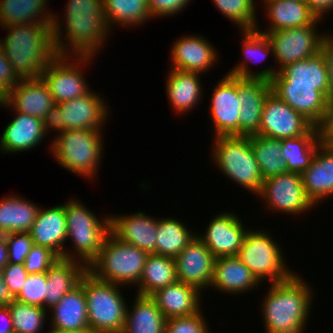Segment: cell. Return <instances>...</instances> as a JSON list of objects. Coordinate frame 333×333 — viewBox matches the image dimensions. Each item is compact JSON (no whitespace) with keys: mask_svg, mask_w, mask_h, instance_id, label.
<instances>
[{"mask_svg":"<svg viewBox=\"0 0 333 333\" xmlns=\"http://www.w3.org/2000/svg\"><path fill=\"white\" fill-rule=\"evenodd\" d=\"M134 306L126 307L123 333H165L166 318L151 296L135 295Z\"/></svg>","mask_w":333,"mask_h":333,"instance_id":"cell-34","label":"cell"},{"mask_svg":"<svg viewBox=\"0 0 333 333\" xmlns=\"http://www.w3.org/2000/svg\"><path fill=\"white\" fill-rule=\"evenodd\" d=\"M301 175L304 190L315 206L332 197L333 149L320 143L310 165Z\"/></svg>","mask_w":333,"mask_h":333,"instance_id":"cell-25","label":"cell"},{"mask_svg":"<svg viewBox=\"0 0 333 333\" xmlns=\"http://www.w3.org/2000/svg\"><path fill=\"white\" fill-rule=\"evenodd\" d=\"M9 306L14 333H42L47 309L14 300ZM43 325V326H42Z\"/></svg>","mask_w":333,"mask_h":333,"instance_id":"cell-42","label":"cell"},{"mask_svg":"<svg viewBox=\"0 0 333 333\" xmlns=\"http://www.w3.org/2000/svg\"><path fill=\"white\" fill-rule=\"evenodd\" d=\"M327 145L333 149V138L327 143Z\"/></svg>","mask_w":333,"mask_h":333,"instance_id":"cell-58","label":"cell"},{"mask_svg":"<svg viewBox=\"0 0 333 333\" xmlns=\"http://www.w3.org/2000/svg\"><path fill=\"white\" fill-rule=\"evenodd\" d=\"M321 143L327 144L333 138V99H330L322 122L317 126Z\"/></svg>","mask_w":333,"mask_h":333,"instance_id":"cell-52","label":"cell"},{"mask_svg":"<svg viewBox=\"0 0 333 333\" xmlns=\"http://www.w3.org/2000/svg\"><path fill=\"white\" fill-rule=\"evenodd\" d=\"M314 125L271 92L263 106L258 135L276 139L305 135Z\"/></svg>","mask_w":333,"mask_h":333,"instance_id":"cell-13","label":"cell"},{"mask_svg":"<svg viewBox=\"0 0 333 333\" xmlns=\"http://www.w3.org/2000/svg\"><path fill=\"white\" fill-rule=\"evenodd\" d=\"M58 259L50 249L34 245L26 256L24 267L29 275L46 273Z\"/></svg>","mask_w":333,"mask_h":333,"instance_id":"cell-47","label":"cell"},{"mask_svg":"<svg viewBox=\"0 0 333 333\" xmlns=\"http://www.w3.org/2000/svg\"><path fill=\"white\" fill-rule=\"evenodd\" d=\"M271 234L264 230H248L238 253L241 262L262 284L287 280L295 271H291L284 259V252Z\"/></svg>","mask_w":333,"mask_h":333,"instance_id":"cell-9","label":"cell"},{"mask_svg":"<svg viewBox=\"0 0 333 333\" xmlns=\"http://www.w3.org/2000/svg\"><path fill=\"white\" fill-rule=\"evenodd\" d=\"M15 118L7 124L0 138L2 153L25 152L36 148L47 135L43 120L15 111Z\"/></svg>","mask_w":333,"mask_h":333,"instance_id":"cell-26","label":"cell"},{"mask_svg":"<svg viewBox=\"0 0 333 333\" xmlns=\"http://www.w3.org/2000/svg\"><path fill=\"white\" fill-rule=\"evenodd\" d=\"M266 18L270 25L266 30H257L261 33L273 32L281 29L307 26L318 19L309 9L305 0H262ZM260 29V30H259Z\"/></svg>","mask_w":333,"mask_h":333,"instance_id":"cell-29","label":"cell"},{"mask_svg":"<svg viewBox=\"0 0 333 333\" xmlns=\"http://www.w3.org/2000/svg\"><path fill=\"white\" fill-rule=\"evenodd\" d=\"M272 92L271 82L258 78H237V97L241 104L239 135L257 134L264 103Z\"/></svg>","mask_w":333,"mask_h":333,"instance_id":"cell-17","label":"cell"},{"mask_svg":"<svg viewBox=\"0 0 333 333\" xmlns=\"http://www.w3.org/2000/svg\"><path fill=\"white\" fill-rule=\"evenodd\" d=\"M8 263V252L5 235H0V268Z\"/></svg>","mask_w":333,"mask_h":333,"instance_id":"cell-57","label":"cell"},{"mask_svg":"<svg viewBox=\"0 0 333 333\" xmlns=\"http://www.w3.org/2000/svg\"><path fill=\"white\" fill-rule=\"evenodd\" d=\"M0 333H14L9 306L0 305Z\"/></svg>","mask_w":333,"mask_h":333,"instance_id":"cell-55","label":"cell"},{"mask_svg":"<svg viewBox=\"0 0 333 333\" xmlns=\"http://www.w3.org/2000/svg\"><path fill=\"white\" fill-rule=\"evenodd\" d=\"M214 5L240 30H252L258 26L254 0H212Z\"/></svg>","mask_w":333,"mask_h":333,"instance_id":"cell-43","label":"cell"},{"mask_svg":"<svg viewBox=\"0 0 333 333\" xmlns=\"http://www.w3.org/2000/svg\"><path fill=\"white\" fill-rule=\"evenodd\" d=\"M272 92L314 126H318L325 115L329 99L319 91V84L271 83Z\"/></svg>","mask_w":333,"mask_h":333,"instance_id":"cell-18","label":"cell"},{"mask_svg":"<svg viewBox=\"0 0 333 333\" xmlns=\"http://www.w3.org/2000/svg\"><path fill=\"white\" fill-rule=\"evenodd\" d=\"M65 10V27L53 16L52 36L57 55L96 56L111 32L103 0H68ZM62 27L66 35L61 32Z\"/></svg>","mask_w":333,"mask_h":333,"instance_id":"cell-1","label":"cell"},{"mask_svg":"<svg viewBox=\"0 0 333 333\" xmlns=\"http://www.w3.org/2000/svg\"><path fill=\"white\" fill-rule=\"evenodd\" d=\"M320 52L325 60L329 76V100L333 99V36L326 35L322 38Z\"/></svg>","mask_w":333,"mask_h":333,"instance_id":"cell-51","label":"cell"},{"mask_svg":"<svg viewBox=\"0 0 333 333\" xmlns=\"http://www.w3.org/2000/svg\"><path fill=\"white\" fill-rule=\"evenodd\" d=\"M259 284L260 282L238 256H224L215 259L211 287L219 292L238 295L251 291Z\"/></svg>","mask_w":333,"mask_h":333,"instance_id":"cell-28","label":"cell"},{"mask_svg":"<svg viewBox=\"0 0 333 333\" xmlns=\"http://www.w3.org/2000/svg\"><path fill=\"white\" fill-rule=\"evenodd\" d=\"M50 309V330L62 333H90L86 297L81 283Z\"/></svg>","mask_w":333,"mask_h":333,"instance_id":"cell-23","label":"cell"},{"mask_svg":"<svg viewBox=\"0 0 333 333\" xmlns=\"http://www.w3.org/2000/svg\"><path fill=\"white\" fill-rule=\"evenodd\" d=\"M309 9L317 17L323 20L325 14L330 10L333 11V0H305Z\"/></svg>","mask_w":333,"mask_h":333,"instance_id":"cell-54","label":"cell"},{"mask_svg":"<svg viewBox=\"0 0 333 333\" xmlns=\"http://www.w3.org/2000/svg\"><path fill=\"white\" fill-rule=\"evenodd\" d=\"M148 253L124 243L109 233L98 257L88 266L96 279L120 285H137Z\"/></svg>","mask_w":333,"mask_h":333,"instance_id":"cell-5","label":"cell"},{"mask_svg":"<svg viewBox=\"0 0 333 333\" xmlns=\"http://www.w3.org/2000/svg\"><path fill=\"white\" fill-rule=\"evenodd\" d=\"M307 284L294 272L287 280L269 285L261 307L265 333H305L313 305V291Z\"/></svg>","mask_w":333,"mask_h":333,"instance_id":"cell-2","label":"cell"},{"mask_svg":"<svg viewBox=\"0 0 333 333\" xmlns=\"http://www.w3.org/2000/svg\"><path fill=\"white\" fill-rule=\"evenodd\" d=\"M178 281L175 259L162 255L149 254L141 278L137 284V294L151 296L157 290Z\"/></svg>","mask_w":333,"mask_h":333,"instance_id":"cell-37","label":"cell"},{"mask_svg":"<svg viewBox=\"0 0 333 333\" xmlns=\"http://www.w3.org/2000/svg\"><path fill=\"white\" fill-rule=\"evenodd\" d=\"M158 218L156 255L175 258L196 236L180 220Z\"/></svg>","mask_w":333,"mask_h":333,"instance_id":"cell-39","label":"cell"},{"mask_svg":"<svg viewBox=\"0 0 333 333\" xmlns=\"http://www.w3.org/2000/svg\"><path fill=\"white\" fill-rule=\"evenodd\" d=\"M250 141L263 180L288 172L286 161L282 158L281 139L254 134L250 135Z\"/></svg>","mask_w":333,"mask_h":333,"instance_id":"cell-41","label":"cell"},{"mask_svg":"<svg viewBox=\"0 0 333 333\" xmlns=\"http://www.w3.org/2000/svg\"><path fill=\"white\" fill-rule=\"evenodd\" d=\"M5 285L9 291L16 297L23 289L28 273L25 270L24 264L7 263L0 269Z\"/></svg>","mask_w":333,"mask_h":333,"instance_id":"cell-48","label":"cell"},{"mask_svg":"<svg viewBox=\"0 0 333 333\" xmlns=\"http://www.w3.org/2000/svg\"><path fill=\"white\" fill-rule=\"evenodd\" d=\"M281 142L282 158L286 161L288 172L300 174L310 165L321 143L317 126H313L305 135L283 138Z\"/></svg>","mask_w":333,"mask_h":333,"instance_id":"cell-38","label":"cell"},{"mask_svg":"<svg viewBox=\"0 0 333 333\" xmlns=\"http://www.w3.org/2000/svg\"><path fill=\"white\" fill-rule=\"evenodd\" d=\"M174 259L178 281L200 292L210 288L216 257L197 236Z\"/></svg>","mask_w":333,"mask_h":333,"instance_id":"cell-16","label":"cell"},{"mask_svg":"<svg viewBox=\"0 0 333 333\" xmlns=\"http://www.w3.org/2000/svg\"><path fill=\"white\" fill-rule=\"evenodd\" d=\"M202 308L194 315L166 320L165 333H211Z\"/></svg>","mask_w":333,"mask_h":333,"instance_id":"cell-45","label":"cell"},{"mask_svg":"<svg viewBox=\"0 0 333 333\" xmlns=\"http://www.w3.org/2000/svg\"><path fill=\"white\" fill-rule=\"evenodd\" d=\"M46 273L31 274L23 285V289L15 297L16 300L44 308L47 292Z\"/></svg>","mask_w":333,"mask_h":333,"instance_id":"cell-44","label":"cell"},{"mask_svg":"<svg viewBox=\"0 0 333 333\" xmlns=\"http://www.w3.org/2000/svg\"><path fill=\"white\" fill-rule=\"evenodd\" d=\"M217 49L199 35H185L171 47V69L203 73L217 64Z\"/></svg>","mask_w":333,"mask_h":333,"instance_id":"cell-22","label":"cell"},{"mask_svg":"<svg viewBox=\"0 0 333 333\" xmlns=\"http://www.w3.org/2000/svg\"><path fill=\"white\" fill-rule=\"evenodd\" d=\"M101 130H65L54 136L51 150L66 170L85 178L97 175L103 154Z\"/></svg>","mask_w":333,"mask_h":333,"instance_id":"cell-8","label":"cell"},{"mask_svg":"<svg viewBox=\"0 0 333 333\" xmlns=\"http://www.w3.org/2000/svg\"><path fill=\"white\" fill-rule=\"evenodd\" d=\"M87 271L88 267L79 261L59 258L46 272L44 308L50 311L66 293L80 284Z\"/></svg>","mask_w":333,"mask_h":333,"instance_id":"cell-31","label":"cell"},{"mask_svg":"<svg viewBox=\"0 0 333 333\" xmlns=\"http://www.w3.org/2000/svg\"><path fill=\"white\" fill-rule=\"evenodd\" d=\"M30 234L34 245L53 251L62 258L68 248L64 247L67 240V221L64 205L43 209L40 207Z\"/></svg>","mask_w":333,"mask_h":333,"instance_id":"cell-24","label":"cell"},{"mask_svg":"<svg viewBox=\"0 0 333 333\" xmlns=\"http://www.w3.org/2000/svg\"><path fill=\"white\" fill-rule=\"evenodd\" d=\"M1 50L19 79H37L57 55L52 23L21 24L4 27Z\"/></svg>","mask_w":333,"mask_h":333,"instance_id":"cell-3","label":"cell"},{"mask_svg":"<svg viewBox=\"0 0 333 333\" xmlns=\"http://www.w3.org/2000/svg\"><path fill=\"white\" fill-rule=\"evenodd\" d=\"M80 283L84 287L90 333H123L128 305L120 285L100 281L88 271Z\"/></svg>","mask_w":333,"mask_h":333,"instance_id":"cell-6","label":"cell"},{"mask_svg":"<svg viewBox=\"0 0 333 333\" xmlns=\"http://www.w3.org/2000/svg\"><path fill=\"white\" fill-rule=\"evenodd\" d=\"M259 198L264 199L265 207L273 211L286 214H302L316 207L307 196L302 175L296 172H287L263 180Z\"/></svg>","mask_w":333,"mask_h":333,"instance_id":"cell-12","label":"cell"},{"mask_svg":"<svg viewBox=\"0 0 333 333\" xmlns=\"http://www.w3.org/2000/svg\"><path fill=\"white\" fill-rule=\"evenodd\" d=\"M270 82L319 84V91L329 99V76L321 52L285 66Z\"/></svg>","mask_w":333,"mask_h":333,"instance_id":"cell-33","label":"cell"},{"mask_svg":"<svg viewBox=\"0 0 333 333\" xmlns=\"http://www.w3.org/2000/svg\"><path fill=\"white\" fill-rule=\"evenodd\" d=\"M200 291L176 281L151 295L166 319L194 315L200 311Z\"/></svg>","mask_w":333,"mask_h":333,"instance_id":"cell-27","label":"cell"},{"mask_svg":"<svg viewBox=\"0 0 333 333\" xmlns=\"http://www.w3.org/2000/svg\"><path fill=\"white\" fill-rule=\"evenodd\" d=\"M198 72L171 69L166 79V93L174 112L188 113L202 99L203 84Z\"/></svg>","mask_w":333,"mask_h":333,"instance_id":"cell-32","label":"cell"},{"mask_svg":"<svg viewBox=\"0 0 333 333\" xmlns=\"http://www.w3.org/2000/svg\"><path fill=\"white\" fill-rule=\"evenodd\" d=\"M103 10L110 30L116 23L131 28L152 19L148 0H103Z\"/></svg>","mask_w":333,"mask_h":333,"instance_id":"cell-40","label":"cell"},{"mask_svg":"<svg viewBox=\"0 0 333 333\" xmlns=\"http://www.w3.org/2000/svg\"><path fill=\"white\" fill-rule=\"evenodd\" d=\"M240 32H242L243 34L242 52L244 54L243 56H246V60L244 58L243 62H238V64H236V66L227 73V75L237 78H258L271 81L274 75L278 72L276 70L277 68H271L269 66L265 69L262 68L263 70L261 69L259 72H252V70H250V67L248 66L249 62L255 63L258 60L259 63L261 61H264V59L268 58V54L273 55V49L267 35L261 33L257 29L241 30ZM258 63L256 62L255 64Z\"/></svg>","mask_w":333,"mask_h":333,"instance_id":"cell-30","label":"cell"},{"mask_svg":"<svg viewBox=\"0 0 333 333\" xmlns=\"http://www.w3.org/2000/svg\"><path fill=\"white\" fill-rule=\"evenodd\" d=\"M240 217L231 212H222L209 222L204 234H196L203 244L218 257L238 256L246 229Z\"/></svg>","mask_w":333,"mask_h":333,"instance_id":"cell-15","label":"cell"},{"mask_svg":"<svg viewBox=\"0 0 333 333\" xmlns=\"http://www.w3.org/2000/svg\"><path fill=\"white\" fill-rule=\"evenodd\" d=\"M8 263L24 264L26 256L34 246L30 232L5 234Z\"/></svg>","mask_w":333,"mask_h":333,"instance_id":"cell-46","label":"cell"},{"mask_svg":"<svg viewBox=\"0 0 333 333\" xmlns=\"http://www.w3.org/2000/svg\"><path fill=\"white\" fill-rule=\"evenodd\" d=\"M99 96L98 93L91 90L84 96L59 103L64 131L102 130L101 128L109 116V107Z\"/></svg>","mask_w":333,"mask_h":333,"instance_id":"cell-19","label":"cell"},{"mask_svg":"<svg viewBox=\"0 0 333 333\" xmlns=\"http://www.w3.org/2000/svg\"><path fill=\"white\" fill-rule=\"evenodd\" d=\"M137 211L130 215H110V233L118 240L156 254L158 218Z\"/></svg>","mask_w":333,"mask_h":333,"instance_id":"cell-21","label":"cell"},{"mask_svg":"<svg viewBox=\"0 0 333 333\" xmlns=\"http://www.w3.org/2000/svg\"><path fill=\"white\" fill-rule=\"evenodd\" d=\"M20 79L14 74L11 64L0 51V101L4 100L8 95L10 88Z\"/></svg>","mask_w":333,"mask_h":333,"instance_id":"cell-50","label":"cell"},{"mask_svg":"<svg viewBox=\"0 0 333 333\" xmlns=\"http://www.w3.org/2000/svg\"><path fill=\"white\" fill-rule=\"evenodd\" d=\"M191 0H148L152 18L173 16L188 6Z\"/></svg>","mask_w":333,"mask_h":333,"instance_id":"cell-49","label":"cell"},{"mask_svg":"<svg viewBox=\"0 0 333 333\" xmlns=\"http://www.w3.org/2000/svg\"><path fill=\"white\" fill-rule=\"evenodd\" d=\"M47 85L41 78L20 79L13 85L0 106L29 116L44 119L55 105Z\"/></svg>","mask_w":333,"mask_h":333,"instance_id":"cell-20","label":"cell"},{"mask_svg":"<svg viewBox=\"0 0 333 333\" xmlns=\"http://www.w3.org/2000/svg\"><path fill=\"white\" fill-rule=\"evenodd\" d=\"M64 209L67 221L66 239L71 240L75 252L67 250L62 258L79 261L88 267L98 257L110 233L109 215L99 219L94 212L76 199L64 203Z\"/></svg>","mask_w":333,"mask_h":333,"instance_id":"cell-4","label":"cell"},{"mask_svg":"<svg viewBox=\"0 0 333 333\" xmlns=\"http://www.w3.org/2000/svg\"><path fill=\"white\" fill-rule=\"evenodd\" d=\"M319 22H321V19L307 26L264 33L270 40L273 57L279 65L277 71L320 52L322 38L326 33L320 34L321 32H317L316 25Z\"/></svg>","mask_w":333,"mask_h":333,"instance_id":"cell-11","label":"cell"},{"mask_svg":"<svg viewBox=\"0 0 333 333\" xmlns=\"http://www.w3.org/2000/svg\"><path fill=\"white\" fill-rule=\"evenodd\" d=\"M213 162L228 178L257 195L263 178L252 150L250 136H213Z\"/></svg>","mask_w":333,"mask_h":333,"instance_id":"cell-7","label":"cell"},{"mask_svg":"<svg viewBox=\"0 0 333 333\" xmlns=\"http://www.w3.org/2000/svg\"><path fill=\"white\" fill-rule=\"evenodd\" d=\"M40 207L18 195L0 200V235L30 232Z\"/></svg>","mask_w":333,"mask_h":333,"instance_id":"cell-35","label":"cell"},{"mask_svg":"<svg viewBox=\"0 0 333 333\" xmlns=\"http://www.w3.org/2000/svg\"><path fill=\"white\" fill-rule=\"evenodd\" d=\"M48 333H62V332H57V331H54V330H49Z\"/></svg>","mask_w":333,"mask_h":333,"instance_id":"cell-59","label":"cell"},{"mask_svg":"<svg viewBox=\"0 0 333 333\" xmlns=\"http://www.w3.org/2000/svg\"><path fill=\"white\" fill-rule=\"evenodd\" d=\"M73 57L56 55L40 77L47 85L56 104L84 96L91 91L80 67L88 66L95 56Z\"/></svg>","mask_w":333,"mask_h":333,"instance_id":"cell-10","label":"cell"},{"mask_svg":"<svg viewBox=\"0 0 333 333\" xmlns=\"http://www.w3.org/2000/svg\"><path fill=\"white\" fill-rule=\"evenodd\" d=\"M211 94L210 115L214 136L239 135L241 104L237 97V77L225 74Z\"/></svg>","mask_w":333,"mask_h":333,"instance_id":"cell-14","label":"cell"},{"mask_svg":"<svg viewBox=\"0 0 333 333\" xmlns=\"http://www.w3.org/2000/svg\"><path fill=\"white\" fill-rule=\"evenodd\" d=\"M61 115L62 112L60 106L55 104L43 119L45 133L48 134V132H51V130L55 131L56 133L58 131V134L64 132V123L61 120Z\"/></svg>","mask_w":333,"mask_h":333,"instance_id":"cell-53","label":"cell"},{"mask_svg":"<svg viewBox=\"0 0 333 333\" xmlns=\"http://www.w3.org/2000/svg\"><path fill=\"white\" fill-rule=\"evenodd\" d=\"M48 1L0 0V26L52 23L54 14L46 11Z\"/></svg>","mask_w":333,"mask_h":333,"instance_id":"cell-36","label":"cell"},{"mask_svg":"<svg viewBox=\"0 0 333 333\" xmlns=\"http://www.w3.org/2000/svg\"><path fill=\"white\" fill-rule=\"evenodd\" d=\"M15 300L9 288L5 285L2 273L0 271V305L8 306Z\"/></svg>","mask_w":333,"mask_h":333,"instance_id":"cell-56","label":"cell"}]
</instances>
